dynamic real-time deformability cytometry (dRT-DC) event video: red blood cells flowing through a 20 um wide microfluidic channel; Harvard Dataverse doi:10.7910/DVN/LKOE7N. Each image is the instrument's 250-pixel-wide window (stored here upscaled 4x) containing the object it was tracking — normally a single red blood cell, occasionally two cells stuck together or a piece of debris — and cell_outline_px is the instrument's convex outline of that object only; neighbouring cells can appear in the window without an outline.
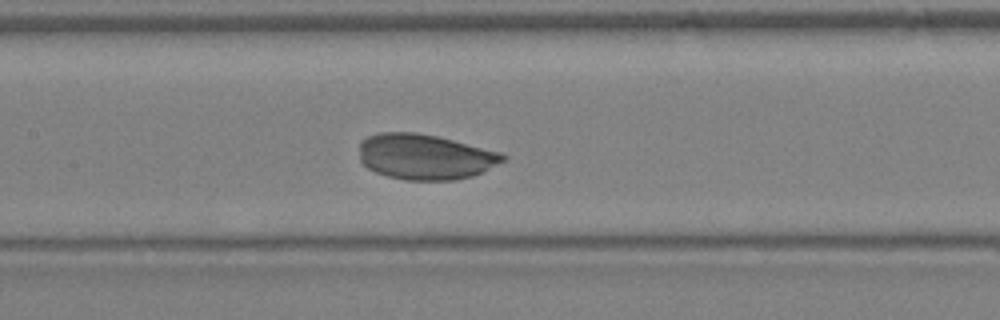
{"species": "Egyptian fruit bat (a non-hibernating species)", "species_latin": "Rousettus aegyptiacus", "temperature_condition": "warm", "stored_images_in_passage": 35, "camera_frame_rate_fps": 3000, "um_per_image_px": 0.085, "animal": {"sex": "female"}, "frame": {"image": 1, "passage_image": 16, "time_ms": 5.0, "image_size_px": [1000, 320], "cell_outline_px": [[508, 156], [504, 160], [484, 172], [472, 176], [456, 180], [404, 180], [388, 176], [376, 172], [368, 168], [360, 160], [360, 140], [368, 136], [380, 132], [416, 132], [436, 136], [500, 152]], "centroid_in_image_um": [36.12, 13.33], "position_along_channel_um": 171.3, "area_um2": 38.03}}
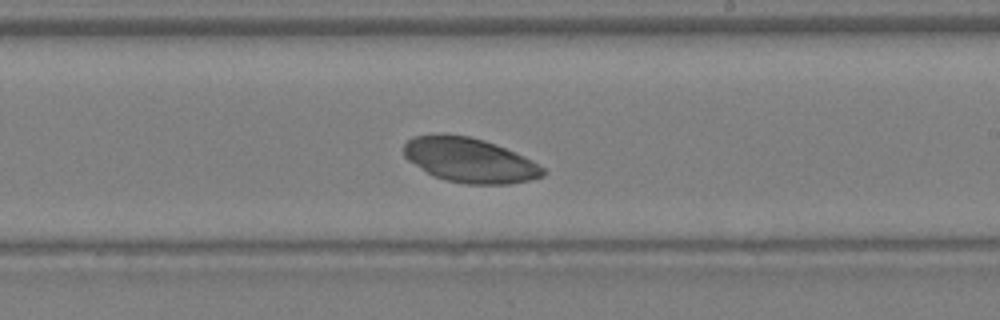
{"frame": {"image": 2, "passage_image": 20, "time_ms": 6.333, "image_size_px": [1000, 320], "cell_outline_px": [[544, 176], [528, 180], [508, 184], [468, 184], [444, 180], [432, 176], [408, 160], [404, 156], [404, 144], [412, 136], [440, 132], [444, 132], [472, 136], [484, 140], [504, 148], [532, 160], [544, 168]], "centroid_in_image_um": [39.86, 13.59], "position_along_channel_um": 249.1, "area_um2": 36.47}}
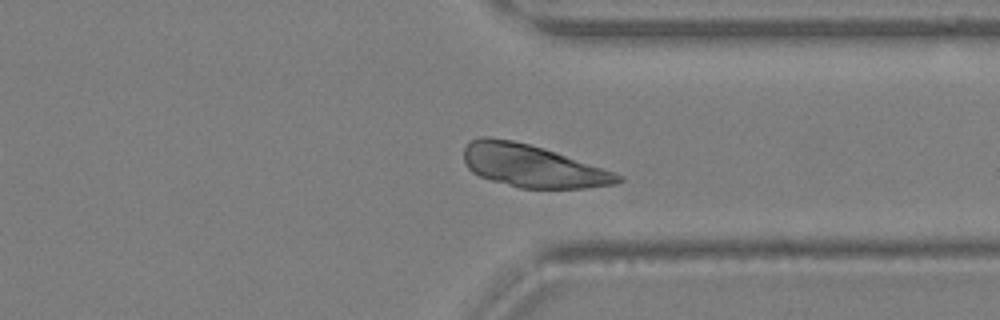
{"frame": {"image": 3, "passage_image": 26, "time_ms": 8.333, "image_size_px": [1000, 320], "cell_outline_px": [[624, 180], [616, 184], [584, 188], [520, 188], [492, 180], [480, 176], [472, 172], [468, 168], [464, 160], [464, 148], [472, 140], [480, 136], [492, 136], [512, 140], [544, 148], [624, 176]], "centroid_in_image_um": [45.23, 14.1], "position_along_channel_um": 366.2, "area_um2": 37.86}}